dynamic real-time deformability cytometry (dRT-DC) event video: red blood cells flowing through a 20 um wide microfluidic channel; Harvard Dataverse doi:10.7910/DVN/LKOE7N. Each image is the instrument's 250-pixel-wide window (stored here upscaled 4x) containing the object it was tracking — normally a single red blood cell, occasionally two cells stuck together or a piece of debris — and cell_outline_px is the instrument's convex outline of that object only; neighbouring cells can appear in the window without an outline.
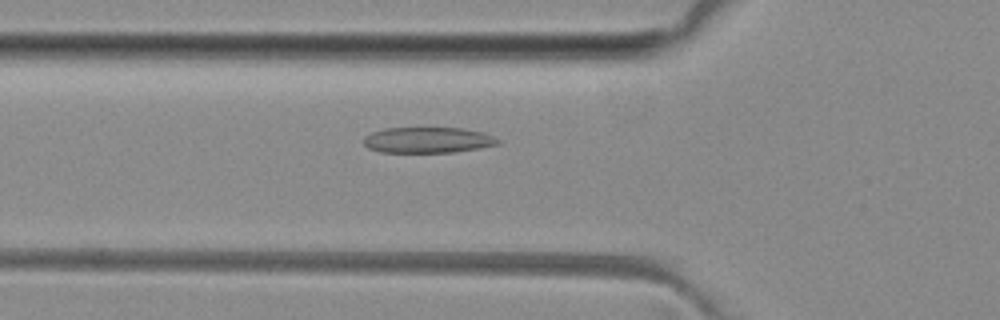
{"species": "common noctule bat (a hibernating species)", "species_latin": "Nyctalus noctula", "temperature_condition": "room temperature", "stored_images_in_passage": 35, "camera_frame_rate_fps": 3000, "um_per_image_px": 0.085, "animal": {"sex": "female", "body_mass_g": 29.2, "forearm_length_mm": 56.3}, "frame": {"image": 1, "passage_image": 2, "time_ms": 0.333, "image_size_px": [1000, 320], "cell_outline_px": [[500, 144], [456, 152], [380, 152], [368, 148], [364, 144], [364, 136], [372, 132], [384, 128], [460, 128], [484, 132], [500, 140]], "centroid_in_image_um": [36.36, 11.9], "position_along_channel_um": 89.4, "area_um2": 20.17}}
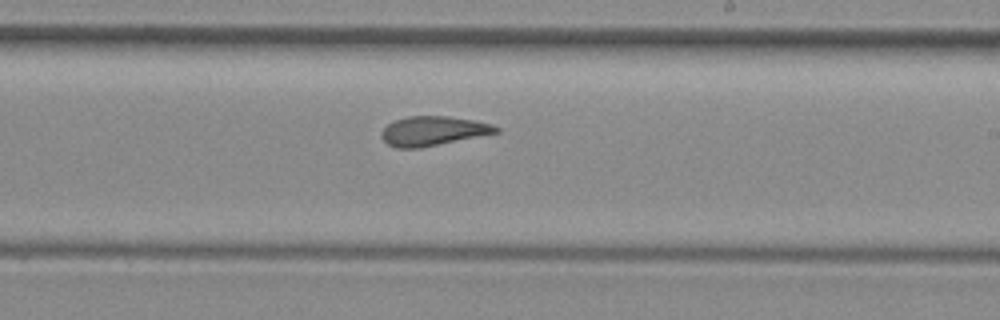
{"frame": {"image": 2, "passage_image": 14, "time_ms": 4.333, "image_size_px": [1000, 320], "cell_outline_px": [[500, 132], [420, 148], [396, 148], [388, 144], [380, 136], [384, 128], [388, 124], [396, 120], [408, 116], [448, 116], [472, 120], [492, 124], [500, 128]], "centroid_in_image_um": [36.81, 11.13], "position_along_channel_um": 252.2, "area_um2": 19.48}}
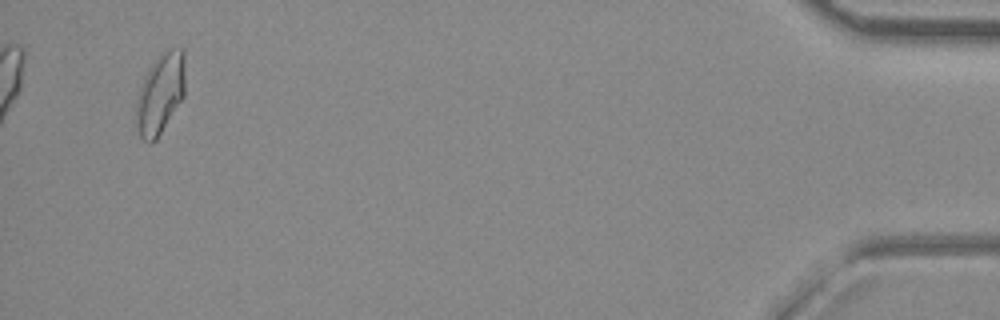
{"frame": {"image": 3, "passage_image": 33, "time_ms": 10.667, "image_size_px": [1000, 320], "cell_outline_px": [[184, 96], [156, 140], [152, 144], [148, 144], [140, 136], [136, 128], [136, 100], [140, 88], [152, 64], [168, 48], [184, 48]], "centroid_in_image_um": [13.62, 8.0], "position_along_channel_um": 421.6, "area_um2": 22.72}}